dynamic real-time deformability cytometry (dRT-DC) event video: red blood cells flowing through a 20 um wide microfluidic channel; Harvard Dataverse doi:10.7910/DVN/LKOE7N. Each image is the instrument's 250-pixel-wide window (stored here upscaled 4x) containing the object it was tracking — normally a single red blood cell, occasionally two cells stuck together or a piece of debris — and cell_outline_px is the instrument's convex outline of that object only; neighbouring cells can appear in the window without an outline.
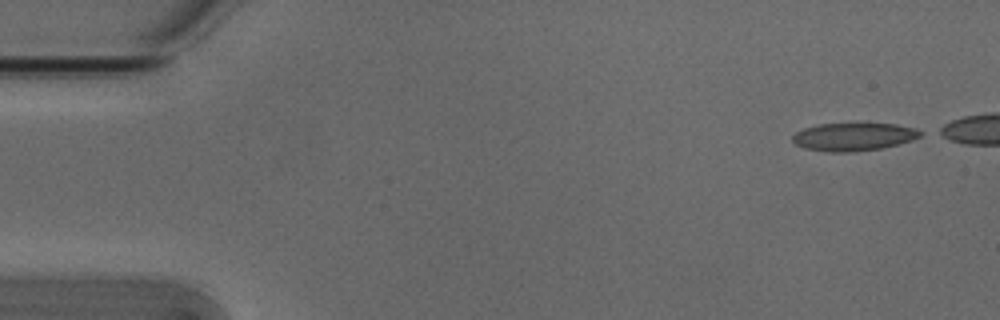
{"species": "Egyptian fruit bat (a non-hibernating species)", "species_latin": "Rousettus aegyptiacus", "temperature_condition": "cold", "stored_images_in_passage": 44, "camera_frame_rate_fps": 3000, "um_per_image_px": 0.085, "animal": {"sex": "male"}, "frame": {"image": 1, "passage_image": 1, "time_ms": 0.0, "image_size_px": [1000, 320], "cell_outline_px": [[924, 132], [920, 136], [912, 140], [880, 148], [852, 152], [828, 152], [804, 148], [796, 144], [792, 140], [792, 136], [796, 132], [804, 128], [820, 124], [896, 124], [916, 128]], "centroid_in_image_um": [72.55, 11.63], "position_along_channel_um": 12.5, "area_um2": 20.63}}
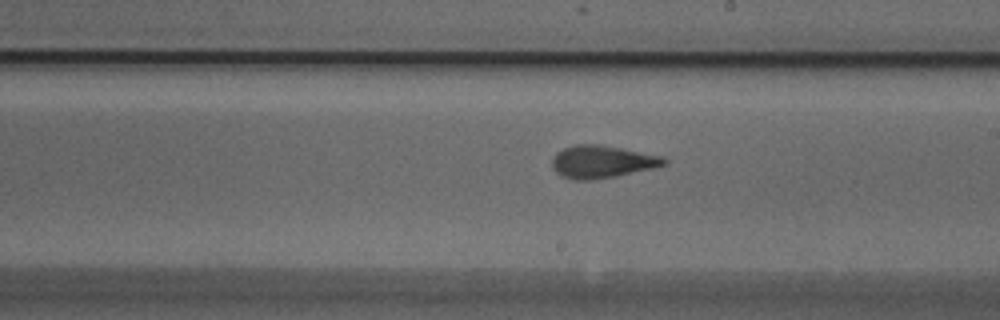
{"frame": {"image": 2, "passage_image": 28, "time_ms": 9.0, "image_size_px": [1000, 320], "cell_outline_px": [[668, 164], [652, 168], [616, 176], [592, 180], [576, 180], [564, 176], [556, 172], [552, 168], [552, 160], [556, 152], [564, 148], [576, 144], [596, 144], [620, 148], [660, 156], [668, 160]], "centroid_in_image_um": [51.15, 13.75], "position_along_channel_um": 237.9, "area_um2": 20.98}}
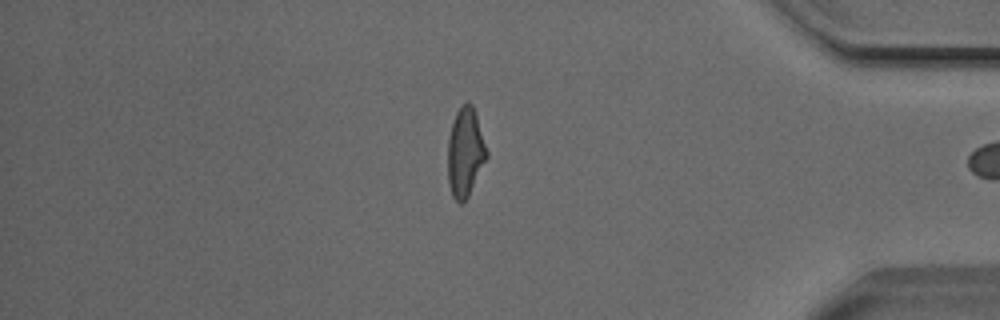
{"frame": {"image": 3, "passage_image": 43, "time_ms": 14.0, "image_size_px": [1000, 320], "cell_outline_px": [[488, 156], [468, 196], [460, 204], [452, 196], [448, 184], [448, 140], [452, 124], [456, 112], [460, 104], [468, 100], [472, 104], [488, 152]], "centroid_in_image_um": [39.53, 12.93], "position_along_channel_um": 395.7, "area_um2": 20.06}}